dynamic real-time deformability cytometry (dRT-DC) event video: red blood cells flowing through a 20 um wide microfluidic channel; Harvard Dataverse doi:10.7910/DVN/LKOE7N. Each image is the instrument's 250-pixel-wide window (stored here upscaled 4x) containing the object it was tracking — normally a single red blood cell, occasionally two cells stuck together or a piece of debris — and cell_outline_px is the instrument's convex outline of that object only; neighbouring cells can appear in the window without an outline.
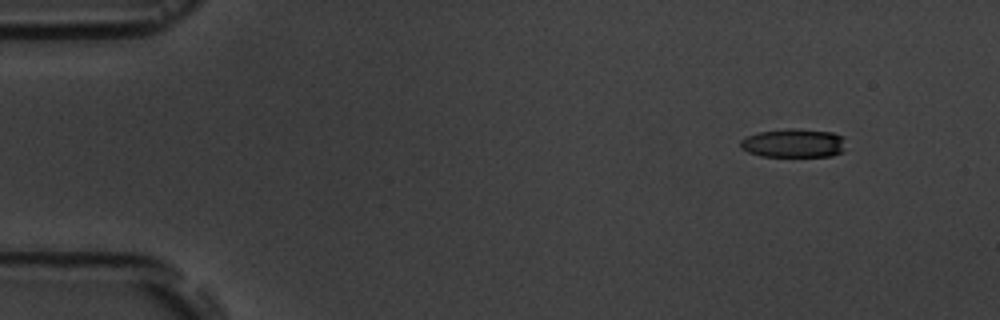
{"species": "common noctule bat (a hibernating species)", "species_latin": "Nyctalus noctula", "temperature_condition": "room temperature", "stored_images_in_passage": 4, "camera_frame_rate_fps": 3000, "um_per_image_px": 0.085, "animal": {"sex": "male", "body_mass_g": 19.5, "forearm_length_mm": 54.6}, "frame": {"image": 1, "passage_image": 1, "time_ms": 0.0, "image_size_px": [1000, 320], "cell_outline_px": [[844, 136], [840, 152], [832, 156], [760, 156], [748, 152], [740, 148], [740, 140], [748, 136], [760, 132], [788, 128], [796, 128], [832, 132]], "centroid_in_image_um": [67.41, 12.16], "position_along_channel_um": 17.6, "area_um2": 17.51}}
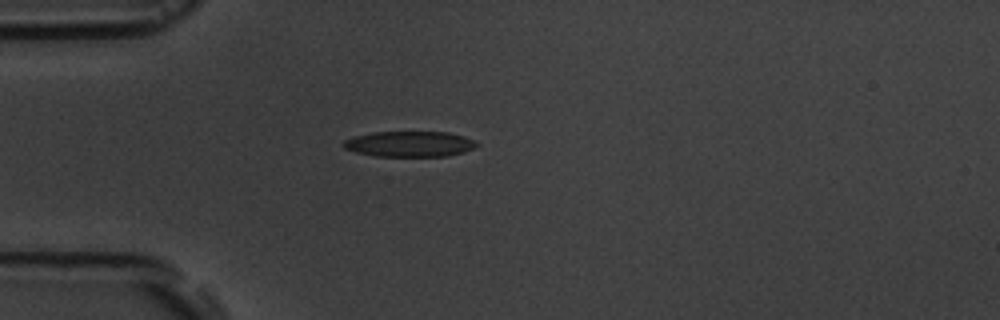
{"frame": {"image": 2, "passage_image": 4, "time_ms": 3.333, "image_size_px": [1000, 320], "cell_outline_px": [[480, 144], [464, 152], [448, 156], [372, 156], [356, 152], [344, 148], [344, 140], [356, 136], [372, 132], [448, 132], [464, 136], [476, 140]], "centroid_in_image_um": [34.85, 12.24], "position_along_channel_um": 50.1, "area_um2": 19.88}}